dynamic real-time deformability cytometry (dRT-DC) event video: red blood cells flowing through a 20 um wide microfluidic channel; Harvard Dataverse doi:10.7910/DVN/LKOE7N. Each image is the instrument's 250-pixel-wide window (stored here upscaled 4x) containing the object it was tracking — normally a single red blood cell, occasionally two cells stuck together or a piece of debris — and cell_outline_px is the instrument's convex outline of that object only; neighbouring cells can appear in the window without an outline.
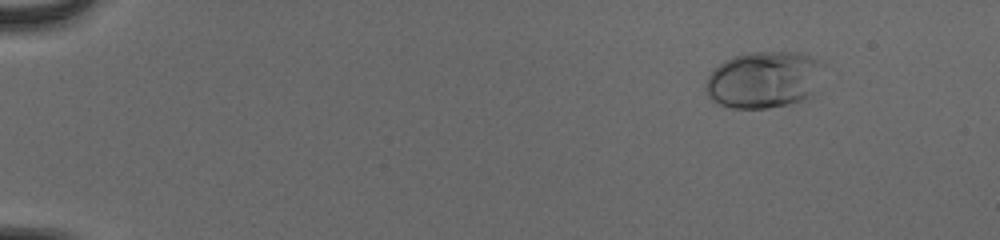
{"species": "human", "species_latin": "Homo sapiens", "temperature_condition": "cold", "stored_images_in_passage": 50, "camera_frame_rate_fps": 3000, "um_per_image_px": 0.085, "donor": {"sex": "male"}, "frame": {"image": 1, "passage_image": 2, "time_ms": 0.333, "image_size_px": [1000, 240], "cell_outline_px": [[824, 64], [812, 92], [808, 96], [800, 100], [788, 104], [768, 108], [732, 108], [716, 104], [708, 96], [704, 88], [704, 84], [708, 76], [724, 60], [732, 56], [748, 52], [800, 52], [824, 60]], "centroid_in_image_um": [64.89, 6.76], "position_along_channel_um": 20.1, "area_um2": 39.07}}
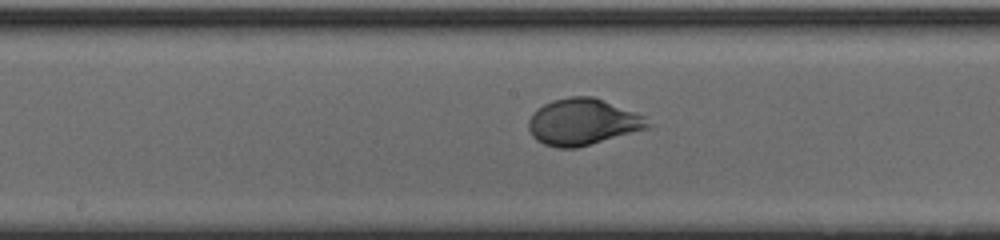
{"frame": {"image": 2, "passage_image": 26, "time_ms": 8.333, "image_size_px": [1000, 240], "cell_outline_px": [[652, 128], [576, 148], [556, 148], [544, 144], [536, 140], [532, 136], [528, 128], [528, 120], [532, 112], [544, 104], [552, 100], [568, 96], [592, 96], [644, 116], [652, 124]], "centroid_in_image_um": [49.52, 10.38], "position_along_channel_um": 198.7, "area_um2": 32.48}}
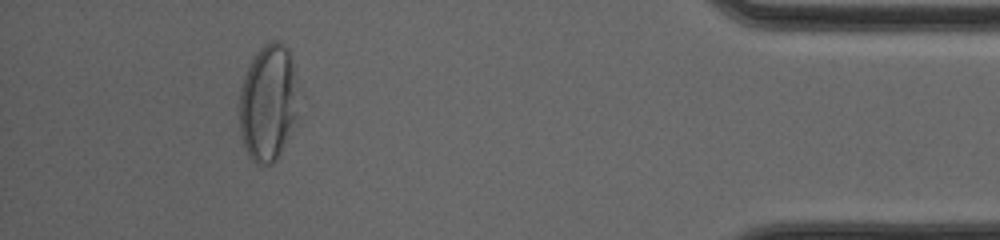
{"frame": {"image": 3, "passage_image": 46, "time_ms": 15.0, "image_size_px": [1000, 240], "cell_outline_px": [[296, 116], [276, 160], [272, 164], [256, 164], [248, 156], [240, 132], [240, 88], [244, 76], [252, 60], [260, 48], [264, 44], [272, 40], [280, 40], [288, 48], [292, 68], [296, 92]], "centroid_in_image_um": [22.75, 8.73], "position_along_channel_um": 412.5, "area_um2": 39.13}, "authors_computed_cell_mechanics": {"area_um2": 33.6396, "velocity_mm_per_s": 3.8885, "shape_relaxation_time_tau1_ms": 2.7477, "shape_relaxation_time_tau2_ms": null, "deformation_change_tau1": 0.17, "deformation_change_tau2": null}}